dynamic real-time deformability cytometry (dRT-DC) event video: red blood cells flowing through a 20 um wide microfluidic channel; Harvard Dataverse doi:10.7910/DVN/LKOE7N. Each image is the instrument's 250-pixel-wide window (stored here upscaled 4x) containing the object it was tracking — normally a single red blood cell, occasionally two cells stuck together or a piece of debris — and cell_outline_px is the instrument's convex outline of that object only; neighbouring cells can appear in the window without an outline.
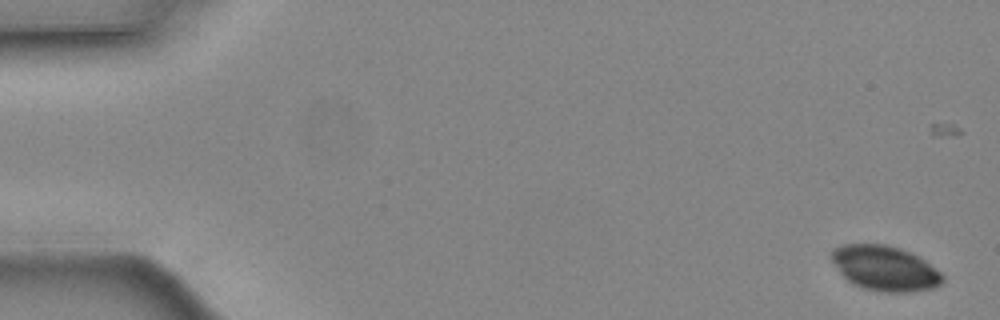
{"species": "common noctule bat (a hibernating species)", "species_latin": "Nyctalus noctula", "temperature_condition": "cold", "stored_images_in_passage": 10, "camera_frame_rate_fps": 3000, "um_per_image_px": 0.085, "animal": {"sex": "male", "body_mass_g": 19.2, "forearm_length_mm": 51.8}, "frame": {"image": 1, "passage_image": 1, "time_ms": 0.0, "image_size_px": [1000, 320], "cell_outline_px": [[944, 280], [940, 284], [932, 288], [912, 292], [884, 292], [864, 288], [852, 284], [840, 272], [828, 256], [832, 248], [844, 244], [884, 244], [900, 248], [924, 260], [940, 272], [944, 276]], "centroid_in_image_um": [75.18, 22.8], "position_along_channel_um": 9.8, "area_um2": 29.07}}